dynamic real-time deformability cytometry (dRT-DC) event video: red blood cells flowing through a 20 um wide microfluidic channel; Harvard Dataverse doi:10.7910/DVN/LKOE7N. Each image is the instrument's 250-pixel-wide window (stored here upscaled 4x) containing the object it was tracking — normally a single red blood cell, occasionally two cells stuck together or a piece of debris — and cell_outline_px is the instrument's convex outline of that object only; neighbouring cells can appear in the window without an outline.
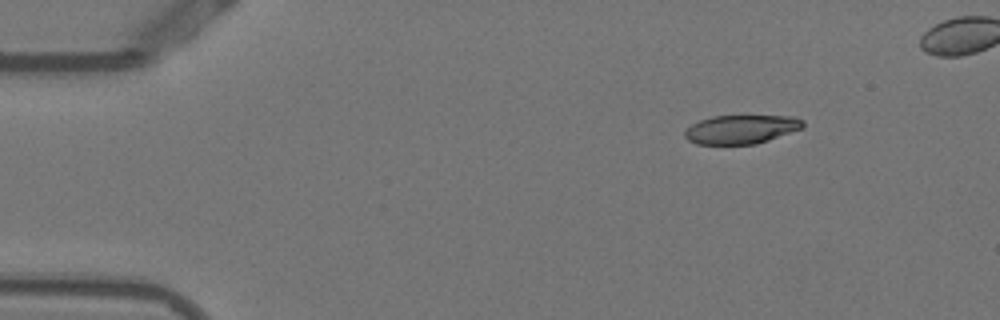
{"species": "Egyptian fruit bat (a non-hibernating species)", "species_latin": "Rousettus aegyptiacus", "temperature_condition": "warm", "stored_images_in_passage": 9, "camera_frame_rate_fps": 3000, "um_per_image_px": 0.085, "animal": {"sex": "female"}, "frame": {"image": 1, "passage_image": 1, "time_ms": 0.0, "image_size_px": [1000, 320], "cell_outline_px": [[804, 128], [756, 144], [696, 144], [688, 140], [684, 136], [684, 132], [692, 124], [700, 120], [712, 116], [796, 116], [804, 120]], "centroid_in_image_um": [63.03, 10.99], "position_along_channel_um": 22.0, "area_um2": 19.88}}
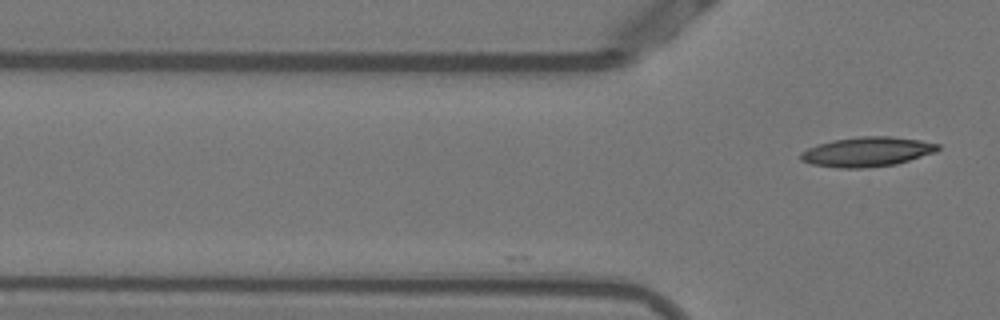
{"frame": {"image": 2, "passage_image": 9, "time_ms": 2.667, "image_size_px": [1000, 320], "cell_outline_px": [[940, 148], [936, 152], [896, 164], [860, 168], [840, 168], [812, 164], [800, 160], [800, 152], [816, 144], [832, 140], [860, 136], [892, 136], [920, 140], [940, 144]], "centroid_in_image_um": [73.69, 12.89], "position_along_channel_um": 52.1, "area_um2": 23.76}}